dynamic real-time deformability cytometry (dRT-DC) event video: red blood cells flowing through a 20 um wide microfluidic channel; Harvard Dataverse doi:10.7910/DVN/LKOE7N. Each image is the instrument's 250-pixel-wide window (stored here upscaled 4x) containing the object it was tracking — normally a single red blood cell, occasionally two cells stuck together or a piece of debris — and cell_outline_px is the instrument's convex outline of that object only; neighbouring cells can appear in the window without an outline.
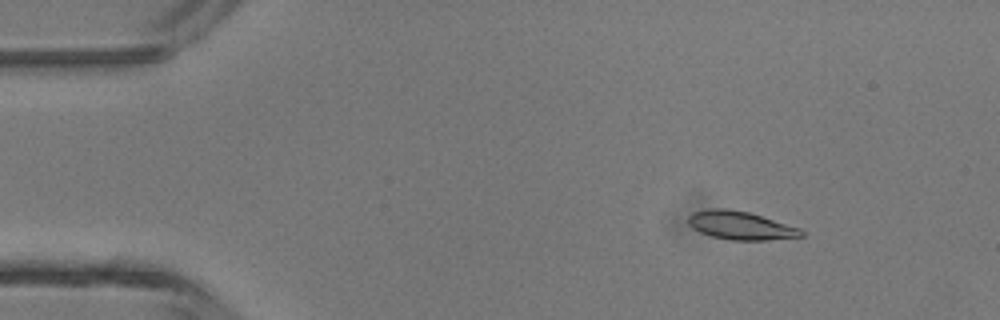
{"species": "common noctule bat (a hibernating species)", "species_latin": "Nyctalus noctula", "temperature_condition": "room temperature", "stored_images_in_passage": 4, "camera_frame_rate_fps": 3000, "um_per_image_px": 0.085, "animal": {"sex": "male", "body_mass_g": 13.3}, "frame": {"image": 1, "passage_image": 2, "time_ms": 0.333, "image_size_px": [1000, 320], "cell_outline_px": [[804, 236], [768, 240], [732, 240], [712, 236], [700, 232], [692, 228], [688, 224], [688, 216], [692, 212], [712, 208], [724, 208], [748, 212], [800, 228], [804, 232]], "centroid_in_image_um": [62.93, 19.16], "position_along_channel_um": 22.1, "area_um2": 18.55}}
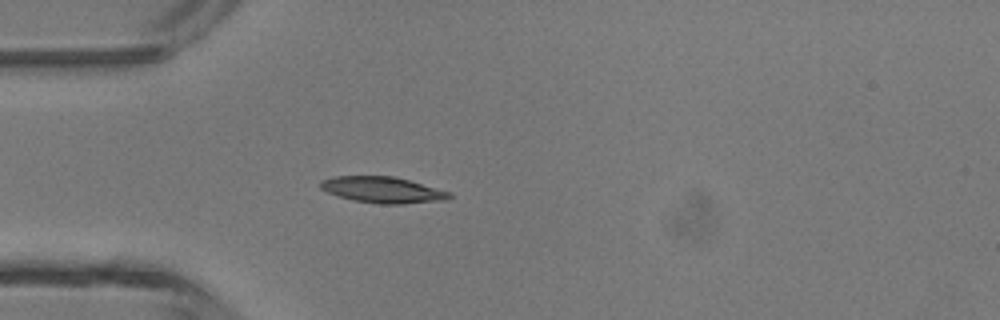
{"frame": {"image": 2, "passage_image": 4, "time_ms": 1.0, "image_size_px": [1000, 320], "cell_outline_px": [[452, 196], [444, 200], [404, 204], [380, 204], [352, 200], [328, 192], [320, 188], [320, 180], [332, 176], [392, 176], [408, 180], [452, 192]], "centroid_in_image_um": [32.52, 16.14], "position_along_channel_um": 52.5, "area_um2": 19.59}}